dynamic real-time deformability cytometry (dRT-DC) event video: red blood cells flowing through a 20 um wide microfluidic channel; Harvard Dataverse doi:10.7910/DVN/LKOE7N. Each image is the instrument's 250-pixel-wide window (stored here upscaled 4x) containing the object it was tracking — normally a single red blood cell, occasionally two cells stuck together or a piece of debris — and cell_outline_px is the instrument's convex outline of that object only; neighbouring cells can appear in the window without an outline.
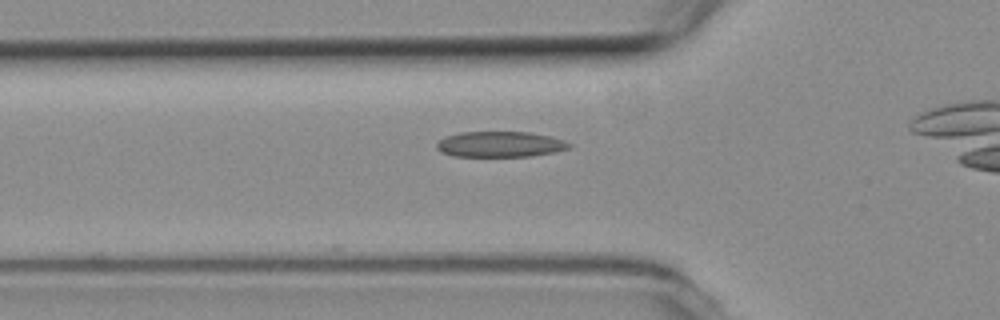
{"species": "common noctule bat (a hibernating species)", "species_latin": "Nyctalus noctula", "temperature_condition": "room temperature", "stored_images_in_passage": 11, "camera_frame_rate_fps": 3000, "um_per_image_px": 0.085, "animal": {"sex": "female", "body_mass_g": 19.3, "forearm_length_mm": 54.1}, "frame": {"image": 1, "passage_image": 3, "time_ms": 0.667, "image_size_px": [1000, 320], "cell_outline_px": [[572, 144], [568, 148], [552, 152], [532, 156], [452, 156], [440, 152], [436, 148], [436, 144], [444, 136], [460, 132], [528, 132], [548, 136], [564, 140]], "centroid_in_image_um": [42.45, 12.26], "position_along_channel_um": 83.4, "area_um2": 19.71}}
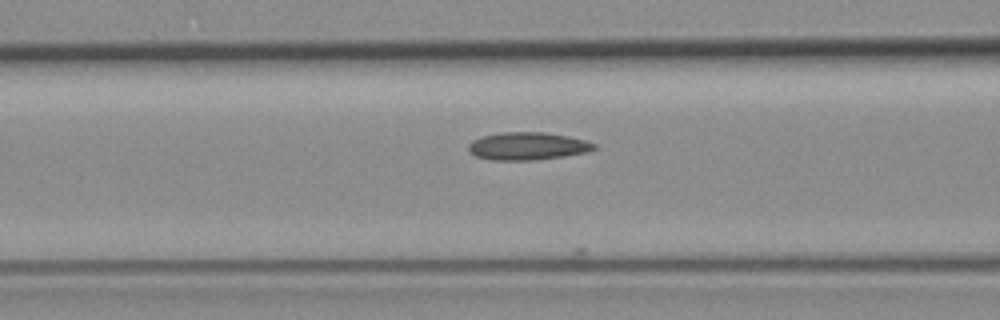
{"frame": {"image": 2, "passage_image": 6, "time_ms": 1.667, "image_size_px": [1000, 320], "cell_outline_px": [[596, 148], [588, 152], [532, 160], [492, 160], [476, 156], [468, 148], [468, 144], [472, 140], [484, 136], [504, 132], [544, 132], [568, 136], [584, 140], [596, 144]], "centroid_in_image_um": [44.84, 12.41], "position_along_channel_um": 121.8, "area_um2": 20.0}}
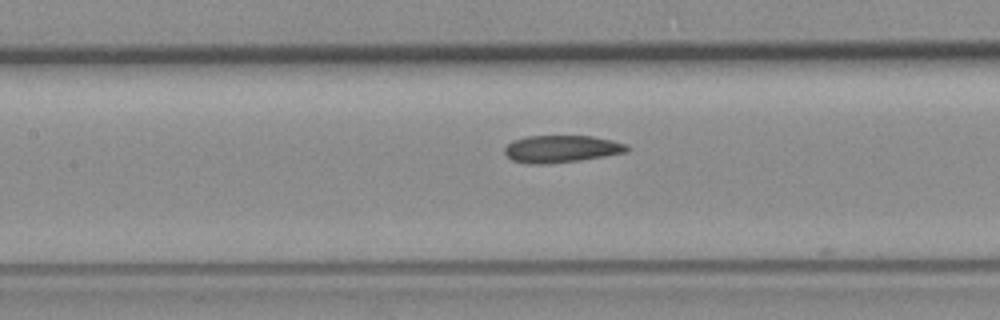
{"frame": {"image": 3, "passage_image": 9, "time_ms": 2.667, "image_size_px": [1000, 320], "cell_outline_px": [[628, 152], [580, 160], [548, 164], [532, 164], [512, 160], [504, 152], [504, 148], [512, 140], [528, 136], [592, 136], [612, 140], [628, 144]], "centroid_in_image_um": [47.72, 12.65], "position_along_channel_um": 159.7, "area_um2": 19.42}}